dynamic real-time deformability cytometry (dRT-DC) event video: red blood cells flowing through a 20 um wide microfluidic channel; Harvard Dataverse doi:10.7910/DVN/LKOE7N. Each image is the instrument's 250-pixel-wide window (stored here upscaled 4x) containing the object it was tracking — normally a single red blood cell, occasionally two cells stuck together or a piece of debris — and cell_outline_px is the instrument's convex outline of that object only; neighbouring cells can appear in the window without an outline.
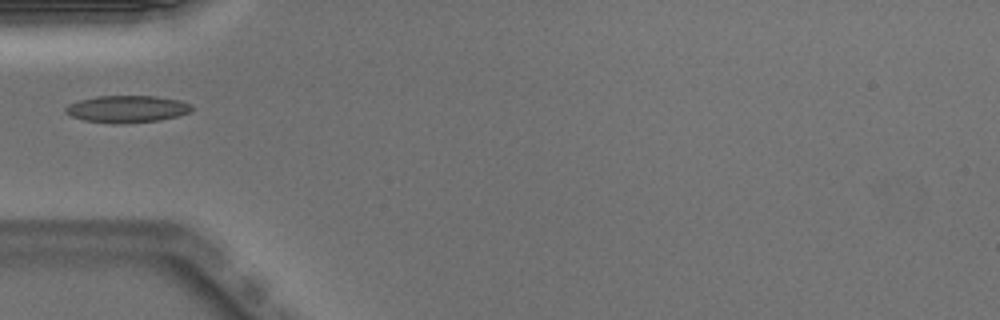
{"species": "Egyptian fruit bat (a non-hibernating species)", "species_latin": "Rousettus aegyptiacus", "temperature_condition": "warm", "stored_images_in_passage": 13, "camera_frame_rate_fps": 3000, "um_per_image_px": 0.085, "animal": {"sex": "male"}, "frame": {"image": 1, "passage_image": 1, "time_ms": 0.0, "image_size_px": [1000, 320], "cell_outline_px": [[196, 108], [188, 112], [176, 116], [160, 120], [120, 124], [112, 124], [84, 120], [72, 116], [64, 112], [64, 108], [68, 104], [80, 100], [96, 96], [156, 96], [180, 100], [192, 104]], "centroid_in_image_um": [10.8, 9.26], "position_along_channel_um": 74.2, "area_um2": 20.06}}